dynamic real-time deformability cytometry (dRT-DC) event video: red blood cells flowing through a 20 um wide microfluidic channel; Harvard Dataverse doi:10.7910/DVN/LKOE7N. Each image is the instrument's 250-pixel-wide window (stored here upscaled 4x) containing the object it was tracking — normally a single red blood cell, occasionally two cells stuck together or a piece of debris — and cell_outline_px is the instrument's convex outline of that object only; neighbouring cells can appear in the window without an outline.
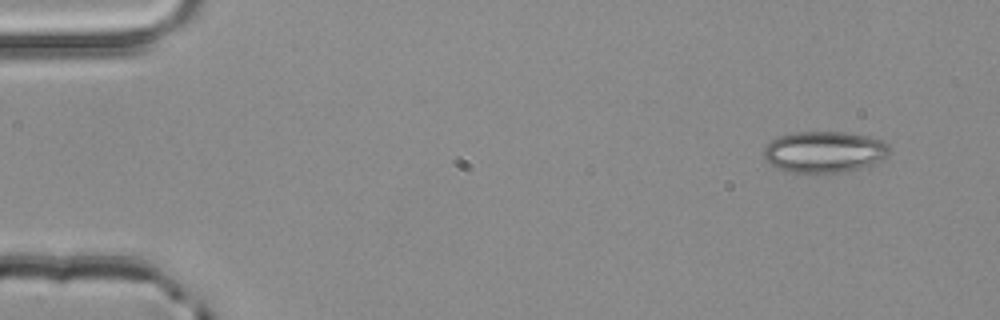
{"species": "common noctule bat (a hibernating species)", "species_latin": "Nyctalus noctula", "temperature_condition": "room temperature", "stored_images_in_passage": 2, "segment_of_instrument_passage": [2, 2], "camera_frame_rate_fps": 3000, "um_per_image_px": 0.085, "animal": {"sex": "male", "body_mass_g": 20.4}, "frame": {"image": 1, "passage_image": 2, "time_ms": 0.333, "image_size_px": [1000, 320], "cell_outline_px": [[892, 152], [884, 160], [872, 164], [844, 172], [824, 176], [816, 176], [784, 172], [776, 168], [764, 160], [764, 148], [772, 140], [780, 136], [792, 132], [844, 132], [868, 136], [884, 140], [888, 144]], "centroid_in_image_um": [70.07, 12.97], "position_along_channel_um": 14.9, "area_um2": 31.56}}